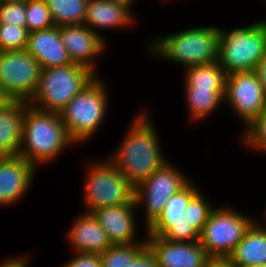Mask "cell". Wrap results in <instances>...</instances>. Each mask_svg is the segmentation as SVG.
I'll use <instances>...</instances> for the list:
<instances>
[{"label":"cell","mask_w":266,"mask_h":267,"mask_svg":"<svg viewBox=\"0 0 266 267\" xmlns=\"http://www.w3.org/2000/svg\"><path fill=\"white\" fill-rule=\"evenodd\" d=\"M136 211H138L135 200L130 204L102 207L92 212L106 232L112 245L132 244L146 242L137 238L139 235V225ZM138 231V232H137Z\"/></svg>","instance_id":"5bb4252c"},{"label":"cell","mask_w":266,"mask_h":267,"mask_svg":"<svg viewBox=\"0 0 266 267\" xmlns=\"http://www.w3.org/2000/svg\"><path fill=\"white\" fill-rule=\"evenodd\" d=\"M102 78L97 75L59 113L69 137L77 146L90 142L105 123L110 97Z\"/></svg>","instance_id":"277c9868"},{"label":"cell","mask_w":266,"mask_h":267,"mask_svg":"<svg viewBox=\"0 0 266 267\" xmlns=\"http://www.w3.org/2000/svg\"><path fill=\"white\" fill-rule=\"evenodd\" d=\"M253 267H266V265H258V266H253Z\"/></svg>","instance_id":"ab89813d"},{"label":"cell","mask_w":266,"mask_h":267,"mask_svg":"<svg viewBox=\"0 0 266 267\" xmlns=\"http://www.w3.org/2000/svg\"><path fill=\"white\" fill-rule=\"evenodd\" d=\"M30 261H31V260H29V261L25 264L24 267H30Z\"/></svg>","instance_id":"f35d334b"},{"label":"cell","mask_w":266,"mask_h":267,"mask_svg":"<svg viewBox=\"0 0 266 267\" xmlns=\"http://www.w3.org/2000/svg\"><path fill=\"white\" fill-rule=\"evenodd\" d=\"M188 118L191 122H200L212 116L224 103L225 89L184 88Z\"/></svg>","instance_id":"7402d4cb"},{"label":"cell","mask_w":266,"mask_h":267,"mask_svg":"<svg viewBox=\"0 0 266 267\" xmlns=\"http://www.w3.org/2000/svg\"><path fill=\"white\" fill-rule=\"evenodd\" d=\"M89 0H46L56 26L83 24Z\"/></svg>","instance_id":"cb8c5ba5"},{"label":"cell","mask_w":266,"mask_h":267,"mask_svg":"<svg viewBox=\"0 0 266 267\" xmlns=\"http://www.w3.org/2000/svg\"><path fill=\"white\" fill-rule=\"evenodd\" d=\"M28 102L12 100L0 108V156H17L22 142V122Z\"/></svg>","instance_id":"d6986e66"},{"label":"cell","mask_w":266,"mask_h":267,"mask_svg":"<svg viewBox=\"0 0 266 267\" xmlns=\"http://www.w3.org/2000/svg\"><path fill=\"white\" fill-rule=\"evenodd\" d=\"M228 258L237 267L266 265V227L260 218L251 224Z\"/></svg>","instance_id":"ffe728a7"},{"label":"cell","mask_w":266,"mask_h":267,"mask_svg":"<svg viewBox=\"0 0 266 267\" xmlns=\"http://www.w3.org/2000/svg\"><path fill=\"white\" fill-rule=\"evenodd\" d=\"M13 99L7 94L5 89L0 84V108L9 104Z\"/></svg>","instance_id":"8d00e7d4"},{"label":"cell","mask_w":266,"mask_h":267,"mask_svg":"<svg viewBox=\"0 0 266 267\" xmlns=\"http://www.w3.org/2000/svg\"><path fill=\"white\" fill-rule=\"evenodd\" d=\"M251 217L229 205L215 206L200 233V243L206 254L209 257H228L256 220Z\"/></svg>","instance_id":"ba28073f"},{"label":"cell","mask_w":266,"mask_h":267,"mask_svg":"<svg viewBox=\"0 0 266 267\" xmlns=\"http://www.w3.org/2000/svg\"><path fill=\"white\" fill-rule=\"evenodd\" d=\"M0 23L26 28V0H0Z\"/></svg>","instance_id":"f546056e"},{"label":"cell","mask_w":266,"mask_h":267,"mask_svg":"<svg viewBox=\"0 0 266 267\" xmlns=\"http://www.w3.org/2000/svg\"><path fill=\"white\" fill-rule=\"evenodd\" d=\"M28 38L27 28L0 23V51L26 50Z\"/></svg>","instance_id":"f1b7e54d"},{"label":"cell","mask_w":266,"mask_h":267,"mask_svg":"<svg viewBox=\"0 0 266 267\" xmlns=\"http://www.w3.org/2000/svg\"><path fill=\"white\" fill-rule=\"evenodd\" d=\"M263 210H264V212H263L264 214H263V218H262L263 219V223H264L263 225L266 227V208L263 209Z\"/></svg>","instance_id":"74e56055"},{"label":"cell","mask_w":266,"mask_h":267,"mask_svg":"<svg viewBox=\"0 0 266 267\" xmlns=\"http://www.w3.org/2000/svg\"><path fill=\"white\" fill-rule=\"evenodd\" d=\"M266 56V23L255 21L243 27H220L218 63L226 74L254 71Z\"/></svg>","instance_id":"5b68a950"},{"label":"cell","mask_w":266,"mask_h":267,"mask_svg":"<svg viewBox=\"0 0 266 267\" xmlns=\"http://www.w3.org/2000/svg\"><path fill=\"white\" fill-rule=\"evenodd\" d=\"M30 257L27 254H18L17 256H9L8 258L6 256V258L2 259L3 261H0V267H24L29 260H32Z\"/></svg>","instance_id":"836d02e7"},{"label":"cell","mask_w":266,"mask_h":267,"mask_svg":"<svg viewBox=\"0 0 266 267\" xmlns=\"http://www.w3.org/2000/svg\"><path fill=\"white\" fill-rule=\"evenodd\" d=\"M178 168L169 160L134 188L136 207L140 209L143 206L144 234L161 214L166 201L192 180Z\"/></svg>","instance_id":"9c48e42d"},{"label":"cell","mask_w":266,"mask_h":267,"mask_svg":"<svg viewBox=\"0 0 266 267\" xmlns=\"http://www.w3.org/2000/svg\"><path fill=\"white\" fill-rule=\"evenodd\" d=\"M72 146L77 145L69 137L59 113L42 111L30 104L26 106L20 156L40 169L55 162Z\"/></svg>","instance_id":"7a4b0ae2"},{"label":"cell","mask_w":266,"mask_h":267,"mask_svg":"<svg viewBox=\"0 0 266 267\" xmlns=\"http://www.w3.org/2000/svg\"><path fill=\"white\" fill-rule=\"evenodd\" d=\"M41 72L38 61L26 50L0 51V84L13 100L29 102Z\"/></svg>","instance_id":"30bf717a"},{"label":"cell","mask_w":266,"mask_h":267,"mask_svg":"<svg viewBox=\"0 0 266 267\" xmlns=\"http://www.w3.org/2000/svg\"><path fill=\"white\" fill-rule=\"evenodd\" d=\"M130 267H159L155 254L147 246L134 260Z\"/></svg>","instance_id":"d6a6232c"},{"label":"cell","mask_w":266,"mask_h":267,"mask_svg":"<svg viewBox=\"0 0 266 267\" xmlns=\"http://www.w3.org/2000/svg\"><path fill=\"white\" fill-rule=\"evenodd\" d=\"M66 229V240L73 252L102 254L112 243L92 213L81 212Z\"/></svg>","instance_id":"e0dca14e"},{"label":"cell","mask_w":266,"mask_h":267,"mask_svg":"<svg viewBox=\"0 0 266 267\" xmlns=\"http://www.w3.org/2000/svg\"><path fill=\"white\" fill-rule=\"evenodd\" d=\"M145 109L134 115L127 134L108 156L134 188L169 161L163 153L158 128Z\"/></svg>","instance_id":"6da1fadb"},{"label":"cell","mask_w":266,"mask_h":267,"mask_svg":"<svg viewBox=\"0 0 266 267\" xmlns=\"http://www.w3.org/2000/svg\"><path fill=\"white\" fill-rule=\"evenodd\" d=\"M220 27L198 26L150 40L146 53L183 66L207 65L218 61Z\"/></svg>","instance_id":"3957f363"},{"label":"cell","mask_w":266,"mask_h":267,"mask_svg":"<svg viewBox=\"0 0 266 267\" xmlns=\"http://www.w3.org/2000/svg\"><path fill=\"white\" fill-rule=\"evenodd\" d=\"M224 104L247 127L266 106V92L255 71L227 74ZM228 104V105H227Z\"/></svg>","instance_id":"8fae6325"},{"label":"cell","mask_w":266,"mask_h":267,"mask_svg":"<svg viewBox=\"0 0 266 267\" xmlns=\"http://www.w3.org/2000/svg\"><path fill=\"white\" fill-rule=\"evenodd\" d=\"M134 3L130 0H89L83 24L95 33L98 30H122L131 27L138 21L132 10Z\"/></svg>","instance_id":"9a60e30c"},{"label":"cell","mask_w":266,"mask_h":267,"mask_svg":"<svg viewBox=\"0 0 266 267\" xmlns=\"http://www.w3.org/2000/svg\"><path fill=\"white\" fill-rule=\"evenodd\" d=\"M62 42L73 63L83 65L98 74L97 59L106 52V38L84 24L59 26Z\"/></svg>","instance_id":"7c38bea8"},{"label":"cell","mask_w":266,"mask_h":267,"mask_svg":"<svg viewBox=\"0 0 266 267\" xmlns=\"http://www.w3.org/2000/svg\"><path fill=\"white\" fill-rule=\"evenodd\" d=\"M159 267H204L209 256L200 241H168L161 236H145Z\"/></svg>","instance_id":"2e32d148"},{"label":"cell","mask_w":266,"mask_h":267,"mask_svg":"<svg viewBox=\"0 0 266 267\" xmlns=\"http://www.w3.org/2000/svg\"><path fill=\"white\" fill-rule=\"evenodd\" d=\"M204 267H237L228 257H209Z\"/></svg>","instance_id":"e575fe53"},{"label":"cell","mask_w":266,"mask_h":267,"mask_svg":"<svg viewBox=\"0 0 266 267\" xmlns=\"http://www.w3.org/2000/svg\"><path fill=\"white\" fill-rule=\"evenodd\" d=\"M36 172L38 168L20 155L0 156V207L20 203L31 189Z\"/></svg>","instance_id":"4fadbf2b"},{"label":"cell","mask_w":266,"mask_h":267,"mask_svg":"<svg viewBox=\"0 0 266 267\" xmlns=\"http://www.w3.org/2000/svg\"><path fill=\"white\" fill-rule=\"evenodd\" d=\"M242 131L238 137L245 150L266 154V106Z\"/></svg>","instance_id":"484cf974"},{"label":"cell","mask_w":266,"mask_h":267,"mask_svg":"<svg viewBox=\"0 0 266 267\" xmlns=\"http://www.w3.org/2000/svg\"><path fill=\"white\" fill-rule=\"evenodd\" d=\"M96 76L91 69L77 63L42 69L38 87L28 104L42 111L60 113Z\"/></svg>","instance_id":"52a82bcc"},{"label":"cell","mask_w":266,"mask_h":267,"mask_svg":"<svg viewBox=\"0 0 266 267\" xmlns=\"http://www.w3.org/2000/svg\"><path fill=\"white\" fill-rule=\"evenodd\" d=\"M199 191L188 203L184 209V218L195 227L200 233L202 232L209 215L215 208L210 200H207L205 195Z\"/></svg>","instance_id":"83f0119b"},{"label":"cell","mask_w":266,"mask_h":267,"mask_svg":"<svg viewBox=\"0 0 266 267\" xmlns=\"http://www.w3.org/2000/svg\"><path fill=\"white\" fill-rule=\"evenodd\" d=\"M55 26L46 0H26V28L29 32Z\"/></svg>","instance_id":"4316f807"},{"label":"cell","mask_w":266,"mask_h":267,"mask_svg":"<svg viewBox=\"0 0 266 267\" xmlns=\"http://www.w3.org/2000/svg\"><path fill=\"white\" fill-rule=\"evenodd\" d=\"M191 180L165 203L161 214L146 229L145 236H162L173 223L188 222L184 218V209L189 201L200 191Z\"/></svg>","instance_id":"44dd1931"},{"label":"cell","mask_w":266,"mask_h":267,"mask_svg":"<svg viewBox=\"0 0 266 267\" xmlns=\"http://www.w3.org/2000/svg\"><path fill=\"white\" fill-rule=\"evenodd\" d=\"M254 71L257 73L259 81L266 92V56L257 64Z\"/></svg>","instance_id":"d590c367"},{"label":"cell","mask_w":266,"mask_h":267,"mask_svg":"<svg viewBox=\"0 0 266 267\" xmlns=\"http://www.w3.org/2000/svg\"><path fill=\"white\" fill-rule=\"evenodd\" d=\"M147 247V242L111 245L102 254V267H130L135 258Z\"/></svg>","instance_id":"d4e9b609"},{"label":"cell","mask_w":266,"mask_h":267,"mask_svg":"<svg viewBox=\"0 0 266 267\" xmlns=\"http://www.w3.org/2000/svg\"><path fill=\"white\" fill-rule=\"evenodd\" d=\"M183 88L225 89L227 74L218 61L207 65H194L184 69Z\"/></svg>","instance_id":"603a6c76"},{"label":"cell","mask_w":266,"mask_h":267,"mask_svg":"<svg viewBox=\"0 0 266 267\" xmlns=\"http://www.w3.org/2000/svg\"><path fill=\"white\" fill-rule=\"evenodd\" d=\"M168 241L195 242L200 241V232L188 222L173 223L161 236Z\"/></svg>","instance_id":"4dcf8cb0"},{"label":"cell","mask_w":266,"mask_h":267,"mask_svg":"<svg viewBox=\"0 0 266 267\" xmlns=\"http://www.w3.org/2000/svg\"><path fill=\"white\" fill-rule=\"evenodd\" d=\"M26 51L42 69L73 64L62 42L59 26L29 32Z\"/></svg>","instance_id":"ac0fdd59"},{"label":"cell","mask_w":266,"mask_h":267,"mask_svg":"<svg viewBox=\"0 0 266 267\" xmlns=\"http://www.w3.org/2000/svg\"><path fill=\"white\" fill-rule=\"evenodd\" d=\"M82 199L85 213L108 206L130 204L134 200V187L108 157L85 165Z\"/></svg>","instance_id":"8992f818"},{"label":"cell","mask_w":266,"mask_h":267,"mask_svg":"<svg viewBox=\"0 0 266 267\" xmlns=\"http://www.w3.org/2000/svg\"><path fill=\"white\" fill-rule=\"evenodd\" d=\"M72 255L73 256L60 267H102L100 254L74 252Z\"/></svg>","instance_id":"1f68e13d"}]
</instances>
